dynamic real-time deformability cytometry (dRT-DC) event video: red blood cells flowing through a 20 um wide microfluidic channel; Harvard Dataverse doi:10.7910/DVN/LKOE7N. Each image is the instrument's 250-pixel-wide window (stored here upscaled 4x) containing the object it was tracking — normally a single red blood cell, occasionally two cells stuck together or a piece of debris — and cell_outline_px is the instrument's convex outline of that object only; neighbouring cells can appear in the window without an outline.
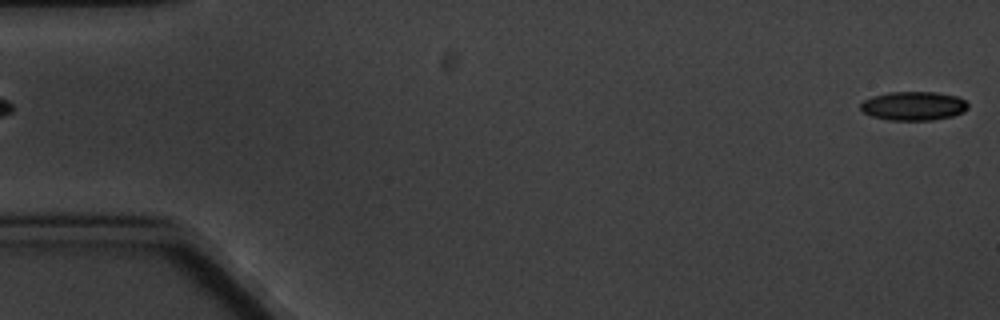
{"species": "common noctule bat (a hibernating species)", "species_latin": "Nyctalus noctula", "temperature_condition": "cold", "stored_images_in_passage": 4, "segment_of_instrument_passage": [2, 2], "camera_frame_rate_fps": 3000, "um_per_image_px": 0.085, "animal": {"sex": "male", "body_mass_g": 20.1, "forearm_length_mm": 53.5}, "frame": {"image": 1, "passage_image": 4, "time_ms": 4.333, "image_size_px": [1000, 320], "cell_outline_px": [[968, 108], [964, 112], [952, 116], [932, 120], [888, 120], [872, 116], [864, 112], [860, 108], [860, 104], [864, 100], [872, 96], [888, 92], [936, 92], [956, 96], [964, 100], [968, 104]], "centroid_in_image_um": [77.65, 9.0], "position_along_channel_um": 7.4, "area_um2": 18.09}}